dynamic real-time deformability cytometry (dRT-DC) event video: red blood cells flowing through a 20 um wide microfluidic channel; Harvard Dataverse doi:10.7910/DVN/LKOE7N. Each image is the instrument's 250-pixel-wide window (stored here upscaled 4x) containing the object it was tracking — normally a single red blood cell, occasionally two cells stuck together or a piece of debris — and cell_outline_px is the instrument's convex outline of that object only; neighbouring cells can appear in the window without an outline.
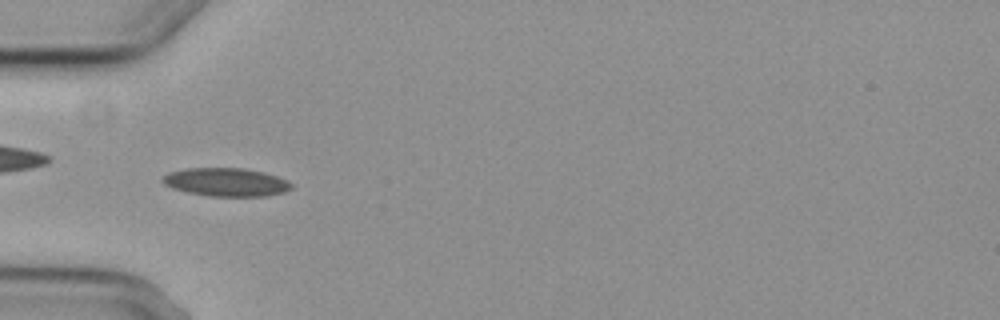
{"species": "common noctule bat (a hibernating species)", "species_latin": "Nyctalus noctula", "temperature_condition": "cold", "stored_images_in_passage": 8, "camera_frame_rate_fps": 3000, "um_per_image_px": 0.085, "animal": {"sex": "female", "body_mass_g": 29.2, "forearm_length_mm": 56.3}, "frame": {"image": 1, "passage_image": 6, "time_ms": 6.0, "image_size_px": [1000, 320], "cell_outline_px": [[292, 188], [284, 192], [268, 196], [208, 196], [188, 192], [172, 188], [164, 184], [160, 180], [160, 176], [168, 172], [184, 168], [244, 168], [264, 172], [288, 180], [292, 184]], "centroid_in_image_um": [19.19, 15.47], "position_along_channel_um": 65.8, "area_um2": 21.5}}
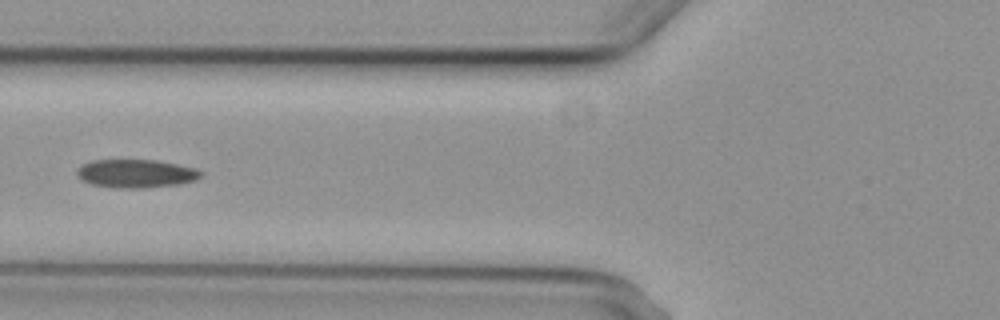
{"frame": {"image": 2, "passage_image": 7, "time_ms": 7.333, "image_size_px": [1000, 320], "cell_outline_px": [[204, 176], [196, 180], [180, 184], [144, 188], [120, 188], [92, 184], [80, 180], [76, 176], [76, 168], [80, 164], [92, 160], [156, 160], [196, 168], [204, 172]], "centroid_in_image_um": [11.55, 14.75], "position_along_channel_um": 114.2, "area_um2": 20.81}}
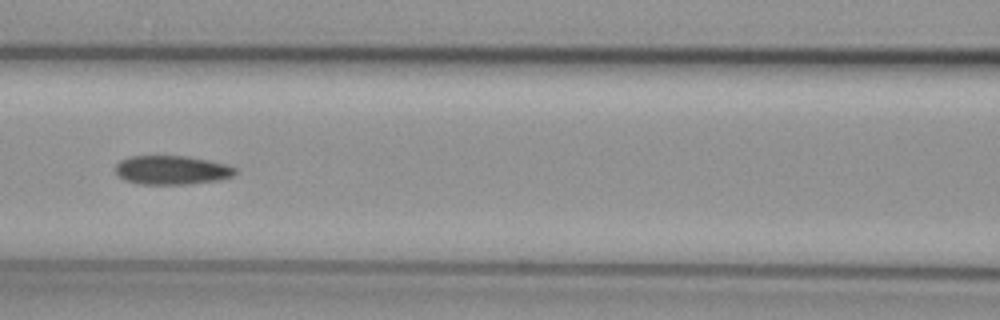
{"frame": {"image": 3, "passage_image": 8, "time_ms": 8.333, "image_size_px": [1000, 320], "cell_outline_px": [[236, 172], [232, 176], [220, 180], [192, 184], [136, 184], [124, 180], [116, 172], [116, 164], [120, 160], [132, 156], [184, 156], [208, 160], [228, 164], [236, 168]], "centroid_in_image_um": [14.62, 14.46], "position_along_channel_um": 152.0, "area_um2": 20.29}}